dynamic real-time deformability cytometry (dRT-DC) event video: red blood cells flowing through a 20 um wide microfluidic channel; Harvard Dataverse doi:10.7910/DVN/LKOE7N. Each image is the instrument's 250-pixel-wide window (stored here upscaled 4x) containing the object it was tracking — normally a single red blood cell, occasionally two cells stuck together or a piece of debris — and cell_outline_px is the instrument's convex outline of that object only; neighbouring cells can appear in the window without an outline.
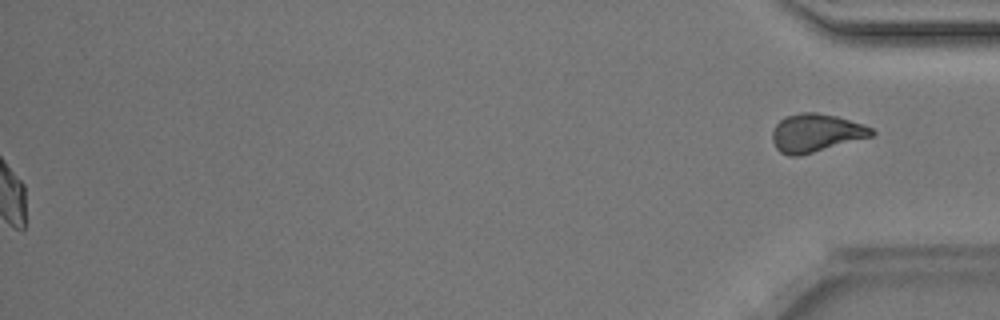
{"species": "Egyptian fruit bat (a non-hibernating species)", "species_latin": "Rousettus aegyptiacus", "temperature_condition": "room temperature", "stored_images_in_passage": 50, "segment_of_instrument_passage": [2, 2], "camera_frame_rate_fps": 3000, "um_per_image_px": 0.085, "animal": {"sex": "male"}, "frame": {"image": 1, "passage_image": 50, "time_ms": 16.333, "image_size_px": [1000, 320], "cell_outline_px": [[876, 132], [872, 136], [800, 156], [788, 156], [780, 152], [776, 148], [772, 140], [772, 132], [776, 124], [784, 116], [800, 112], [816, 112], [836, 116], [864, 124], [872, 128]], "centroid_in_image_um": [69.34, 11.29], "position_along_channel_um": 365.9, "area_um2": 22.2}}